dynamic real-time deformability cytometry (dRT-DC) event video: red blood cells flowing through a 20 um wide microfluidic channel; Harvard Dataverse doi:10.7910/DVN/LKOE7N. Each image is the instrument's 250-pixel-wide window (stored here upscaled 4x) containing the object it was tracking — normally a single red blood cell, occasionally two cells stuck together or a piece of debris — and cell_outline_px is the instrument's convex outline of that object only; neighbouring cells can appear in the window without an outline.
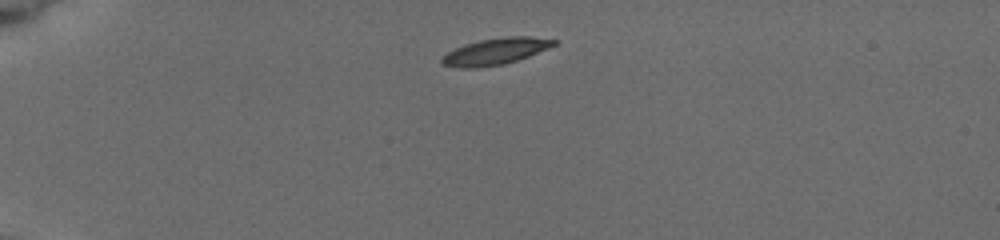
{"species": "common noctule bat (a hibernating species)", "species_latin": "Nyctalus noctula", "temperature_condition": "cold", "stored_images_in_passage": 4, "camera_frame_rate_fps": 3000, "um_per_image_px": 0.085, "animal": {"sex": "female", "body_mass_g": 19.5, "forearm_length_mm": 54.1}, "frame": {"image": 1, "passage_image": 1, "time_ms": 0.0, "image_size_px": [1000, 240], "cell_outline_px": [[556, 44], [548, 48], [528, 56], [504, 64], [476, 68], [460, 68], [444, 64], [440, 60], [448, 52], [464, 44], [480, 40], [508, 36], [528, 36], [556, 40]], "centroid_in_image_um": [42.11, 4.36], "position_along_channel_um": 42.9, "area_um2": 16.99}}
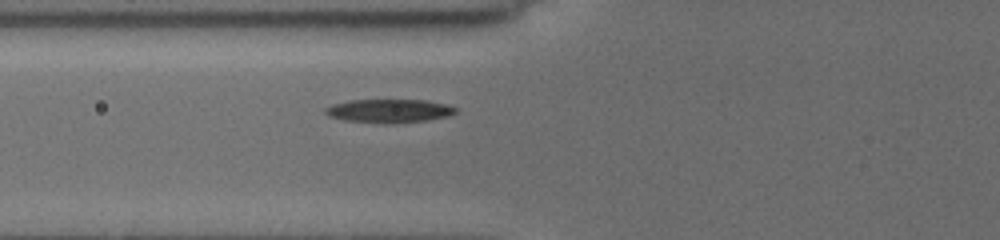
{"frame": {"image": 2, "passage_image": 4, "time_ms": 2.667, "image_size_px": [1000, 240], "cell_outline_px": [[456, 112], [444, 116], [424, 120], [392, 124], [384, 124], [344, 120], [328, 116], [324, 112], [324, 108], [332, 104], [348, 100], [424, 100], [444, 104], [456, 108]], "centroid_in_image_um": [32.97, 9.43], "position_along_channel_um": 92.8, "area_um2": 17.74}}